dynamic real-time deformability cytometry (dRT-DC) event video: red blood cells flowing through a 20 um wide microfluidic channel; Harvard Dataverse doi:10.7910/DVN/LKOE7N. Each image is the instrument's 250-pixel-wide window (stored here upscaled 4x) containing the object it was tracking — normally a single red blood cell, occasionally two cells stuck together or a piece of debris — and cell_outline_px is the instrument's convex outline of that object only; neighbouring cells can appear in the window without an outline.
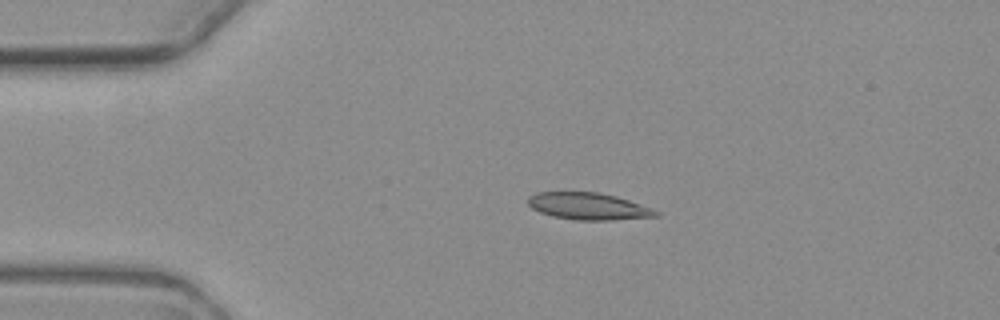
{"species": "common noctule bat (a hibernating species)", "species_latin": "Nyctalus noctula", "temperature_condition": "warm", "stored_images_in_passage": 4, "camera_frame_rate_fps": 3000, "um_per_image_px": 0.085, "animal": {"sex": "female", "body_mass_g": 19.3, "forearm_length_mm": 54.1}, "frame": {"image": 1, "passage_image": 2, "time_ms": 2.0, "image_size_px": [1000, 320], "cell_outline_px": [[660, 216], [612, 220], [576, 220], [552, 216], [540, 212], [532, 208], [528, 204], [528, 196], [536, 192], [600, 192], [616, 196], [652, 208], [660, 212]], "centroid_in_image_um": [50.02, 17.53], "position_along_channel_um": 35.0, "area_um2": 20.17}}